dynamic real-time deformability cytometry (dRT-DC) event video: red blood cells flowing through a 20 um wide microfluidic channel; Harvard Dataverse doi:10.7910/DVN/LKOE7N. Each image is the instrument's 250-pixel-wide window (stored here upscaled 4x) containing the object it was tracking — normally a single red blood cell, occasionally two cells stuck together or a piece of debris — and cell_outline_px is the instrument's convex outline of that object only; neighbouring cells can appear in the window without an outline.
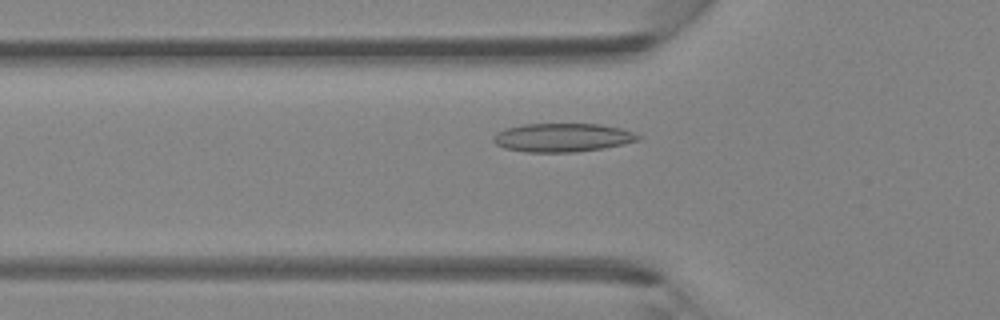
{"species": "Egyptian fruit bat (a non-hibernating species)", "species_latin": "Rousettus aegyptiacus", "temperature_condition": "room temperature", "stored_images_in_passage": 34, "segment_of_instrument_passage": [1, 2], "camera_frame_rate_fps": 3000, "um_per_image_px": 0.085, "animal": {"sex": "female"}, "frame": {"image": 1, "passage_image": 3, "time_ms": 0.667, "image_size_px": [1000, 320], "cell_outline_px": [[644, 136], [640, 140], [604, 148], [576, 152], [524, 152], [504, 148], [496, 144], [492, 140], [492, 136], [496, 132], [504, 128], [524, 124], [600, 124], [620, 128]], "centroid_in_image_um": [47.79, 11.69], "position_along_channel_um": 78.0, "area_um2": 24.33}}
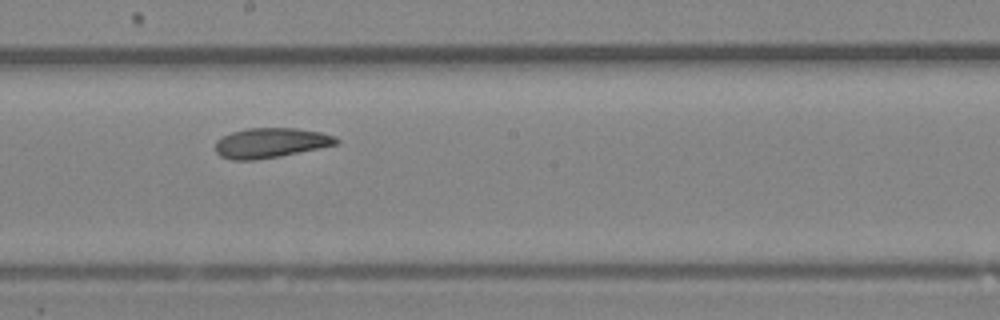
{"frame": {"image": 2, "passage_image": 13, "time_ms": 4.0, "image_size_px": [1000, 320], "cell_outline_px": [[340, 140], [336, 144], [280, 156], [256, 160], [232, 160], [220, 156], [216, 152], [216, 140], [232, 132], [248, 128], [296, 128], [320, 132], [336, 136]], "centroid_in_image_um": [22.99, 12.14], "position_along_channel_um": 225.2, "area_um2": 20.92}}
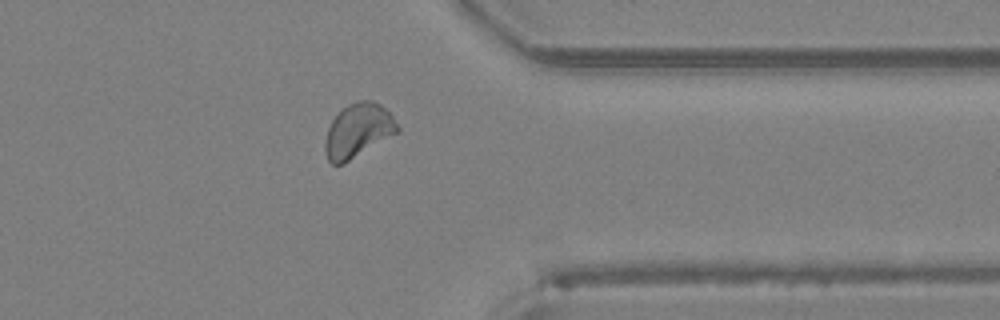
{"frame": {"image": 3, "passage_image": 24, "time_ms": 7.667, "image_size_px": [1000, 320], "cell_outline_px": [[400, 132], [344, 164], [332, 164], [328, 160], [324, 148], [324, 144], [328, 128], [332, 120], [348, 104], [356, 100], [372, 100], [380, 104], [392, 116], [400, 128]], "centroid_in_image_um": [30.45, 11.11], "position_along_channel_um": 380.9, "area_um2": 22.83}}